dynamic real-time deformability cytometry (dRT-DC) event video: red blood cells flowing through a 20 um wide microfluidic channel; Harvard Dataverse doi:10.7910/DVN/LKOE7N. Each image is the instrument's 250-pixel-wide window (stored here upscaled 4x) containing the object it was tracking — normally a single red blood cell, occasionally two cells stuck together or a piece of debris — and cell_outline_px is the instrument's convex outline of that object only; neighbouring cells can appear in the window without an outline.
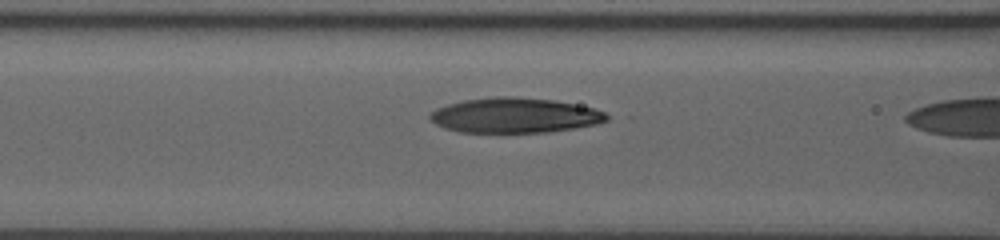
{"species": "human", "species_latin": "Homo sapiens", "temperature_condition": "room temperature", "stored_images_in_passage": 19, "segment_of_instrument_passage": [2, 2], "camera_frame_rate_fps": 3000, "um_per_image_px": 0.085, "donor": {"sex": "male"}, "frame": {"image": 1, "passage_image": 18, "time_ms": 5.667, "image_size_px": [1000, 240], "cell_outline_px": [[608, 120], [596, 124], [548, 132], [460, 132], [444, 128], [436, 124], [428, 116], [436, 108], [448, 104], [464, 100], [496, 96], [512, 96], [556, 100], [576, 104], [592, 108], [604, 112], [608, 116]], "centroid_in_image_um": [43.74, 9.8], "position_along_channel_um": 122.9, "area_um2": 35.95}}